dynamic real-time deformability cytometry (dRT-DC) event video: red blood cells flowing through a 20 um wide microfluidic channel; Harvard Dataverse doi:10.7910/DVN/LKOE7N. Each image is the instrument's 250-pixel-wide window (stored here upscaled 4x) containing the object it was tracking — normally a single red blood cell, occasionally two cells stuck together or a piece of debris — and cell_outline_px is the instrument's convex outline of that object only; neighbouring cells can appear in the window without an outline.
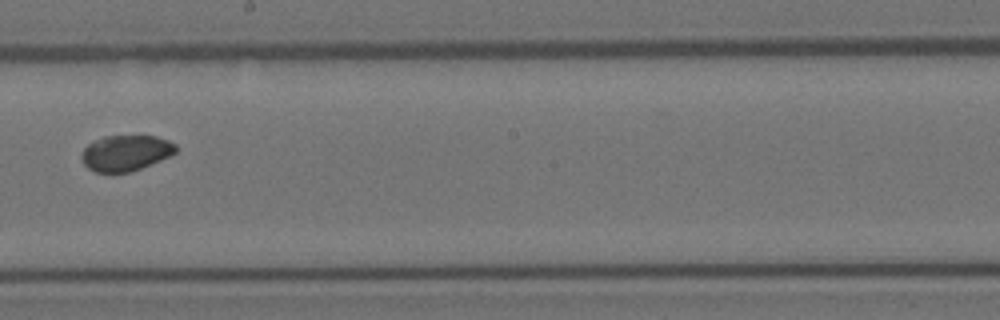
{"species": "Egyptian fruit bat (a non-hibernating species)", "species_latin": "Rousettus aegyptiacus", "temperature_condition": "room temperature", "stored_images_in_passage": 9, "camera_frame_rate_fps": 3000, "um_per_image_px": 0.085, "animal": {"sex": "female"}, "frame": {"image": 1, "passage_image": 9, "time_ms": 2.667, "image_size_px": [1000, 320], "cell_outline_px": [[176, 152], [160, 160], [140, 168], [128, 172], [96, 172], [88, 168], [84, 164], [80, 156], [84, 148], [88, 144], [104, 136], [156, 136], [168, 140], [176, 144]], "centroid_in_image_um": [10.67, 12.99], "position_along_channel_um": 237.5, "area_um2": 19.42}}